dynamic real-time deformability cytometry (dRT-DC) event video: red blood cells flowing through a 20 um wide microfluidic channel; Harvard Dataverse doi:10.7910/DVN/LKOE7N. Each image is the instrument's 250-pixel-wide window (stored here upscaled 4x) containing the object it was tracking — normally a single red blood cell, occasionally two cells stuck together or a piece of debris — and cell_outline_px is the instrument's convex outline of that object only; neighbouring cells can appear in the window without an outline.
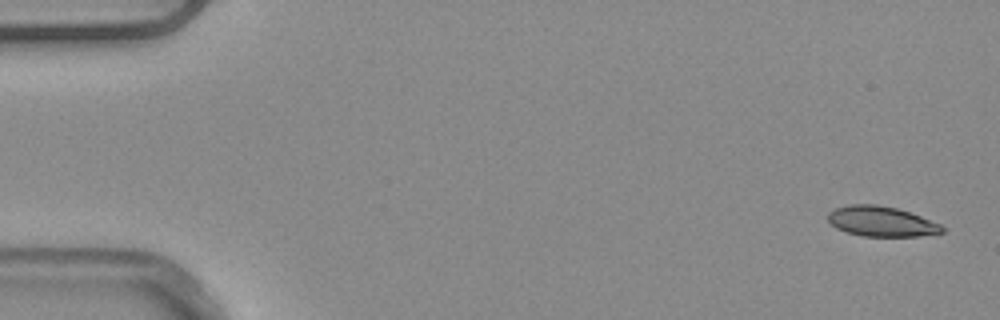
{"species": "common noctule bat (a hibernating species)", "species_latin": "Nyctalus noctula", "temperature_condition": "warm", "stored_images_in_passage": 5, "camera_frame_rate_fps": 3000, "um_per_image_px": 0.085, "animal": {"sex": "male", "body_mass_g": 20.4}, "frame": {"image": 1, "passage_image": 1, "time_ms": 0.0, "image_size_px": [1000, 320], "cell_outline_px": [[944, 232], [920, 236], [864, 236], [844, 232], [836, 228], [828, 220], [828, 212], [836, 208], [848, 204], [876, 204], [896, 208], [920, 216], [940, 224], [944, 228]], "centroid_in_image_um": [74.89, 18.82], "position_along_channel_um": 10.1, "area_um2": 20.0}}
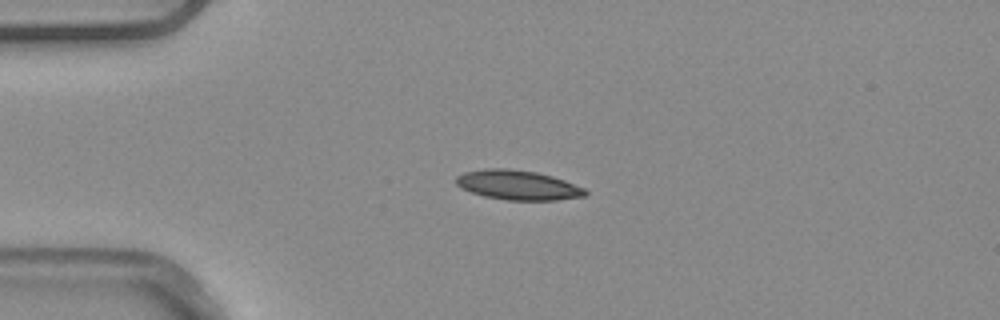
{"frame": {"image": 2, "passage_image": 4, "time_ms": 1.0, "image_size_px": [1000, 320], "cell_outline_px": [[588, 192], [584, 196], [556, 200], [504, 200], [484, 196], [460, 188], [456, 184], [456, 176], [464, 172], [488, 168], [508, 168], [536, 172], [552, 176], [564, 180], [584, 188]], "centroid_in_image_um": [43.99, 15.73], "position_along_channel_um": 41.0, "area_um2": 22.25}}